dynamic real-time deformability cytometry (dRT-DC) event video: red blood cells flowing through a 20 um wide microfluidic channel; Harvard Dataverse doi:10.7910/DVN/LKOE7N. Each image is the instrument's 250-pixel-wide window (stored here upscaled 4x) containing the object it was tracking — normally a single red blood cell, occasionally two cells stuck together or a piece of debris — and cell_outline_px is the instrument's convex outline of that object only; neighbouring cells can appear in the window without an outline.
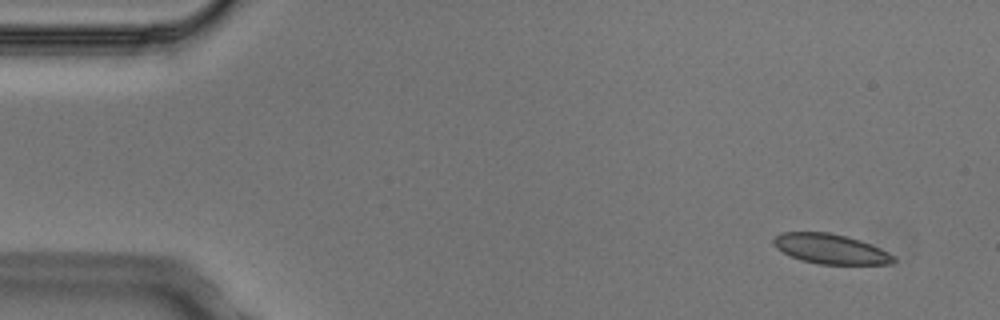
{"species": "Egyptian fruit bat (a non-hibernating species)", "species_latin": "Rousettus aegyptiacus", "temperature_condition": "cold", "stored_images_in_passage": 3, "camera_frame_rate_fps": 3000, "um_per_image_px": 0.085, "animal": {"sex": "male"}, "frame": {"image": 1, "passage_image": 1, "time_ms": 0.0, "image_size_px": [1000, 320], "cell_outline_px": [[896, 260], [892, 264], [820, 264], [800, 260], [788, 256], [776, 248], [772, 244], [772, 240], [780, 232], [828, 232], [860, 240], [880, 248], [896, 256]], "centroid_in_image_um": [70.57, 21.16], "position_along_channel_um": 14.4, "area_um2": 21.04}}
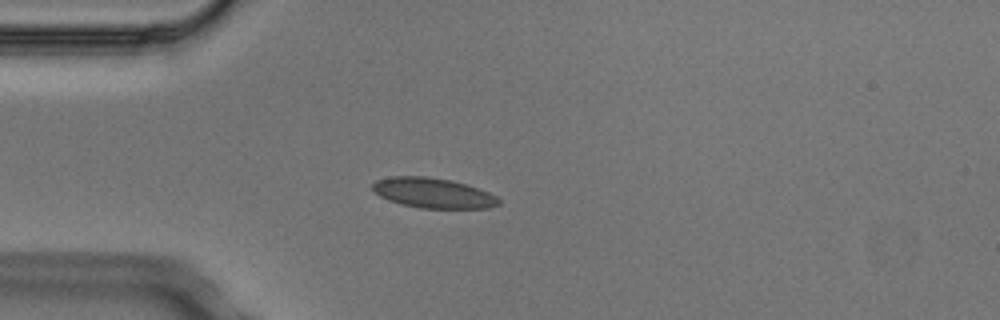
{"frame": {"image": 2, "passage_image": 3, "time_ms": 0.667, "image_size_px": [1000, 320], "cell_outline_px": [[500, 204], [488, 208], [420, 208], [400, 204], [388, 200], [380, 196], [372, 188], [372, 184], [376, 180], [392, 176], [428, 176], [452, 180], [480, 188], [496, 196], [500, 200]], "centroid_in_image_um": [36.82, 16.4], "position_along_channel_um": 48.2, "area_um2": 22.25}}